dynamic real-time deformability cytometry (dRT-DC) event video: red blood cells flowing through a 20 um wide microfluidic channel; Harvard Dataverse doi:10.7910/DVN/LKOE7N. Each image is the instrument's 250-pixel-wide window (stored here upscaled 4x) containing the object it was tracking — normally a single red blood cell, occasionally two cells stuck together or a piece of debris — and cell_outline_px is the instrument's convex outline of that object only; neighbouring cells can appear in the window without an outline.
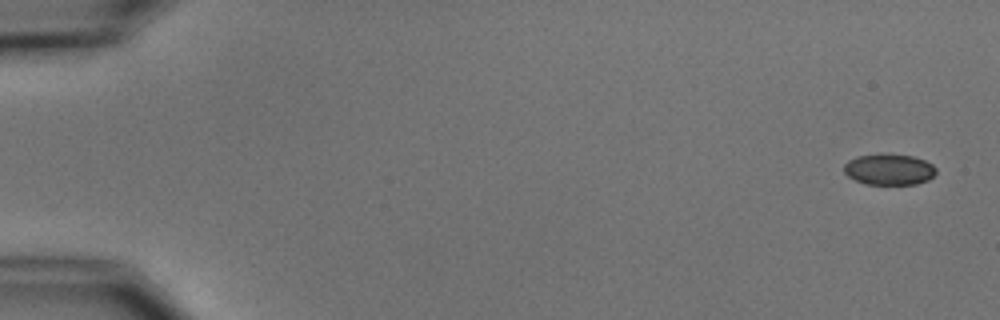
{"species": "common noctule bat (a hibernating species)", "species_latin": "Nyctalus noctula", "temperature_condition": "cold", "stored_images_in_passage": 4, "camera_frame_rate_fps": 3000, "um_per_image_px": 0.085, "animal": {"sex": "male", "body_mass_g": 15.6}, "frame": {"image": 1, "passage_image": 1, "time_ms": 0.0, "image_size_px": [1000, 320], "cell_outline_px": [[936, 172], [928, 180], [916, 184], [868, 184], [856, 180], [848, 176], [844, 172], [844, 164], [848, 160], [856, 156], [880, 152], [912, 156], [924, 160], [932, 164], [936, 168]], "centroid_in_image_um": [75.55, 14.37], "position_along_channel_um": 9.4, "area_um2": 16.88}}